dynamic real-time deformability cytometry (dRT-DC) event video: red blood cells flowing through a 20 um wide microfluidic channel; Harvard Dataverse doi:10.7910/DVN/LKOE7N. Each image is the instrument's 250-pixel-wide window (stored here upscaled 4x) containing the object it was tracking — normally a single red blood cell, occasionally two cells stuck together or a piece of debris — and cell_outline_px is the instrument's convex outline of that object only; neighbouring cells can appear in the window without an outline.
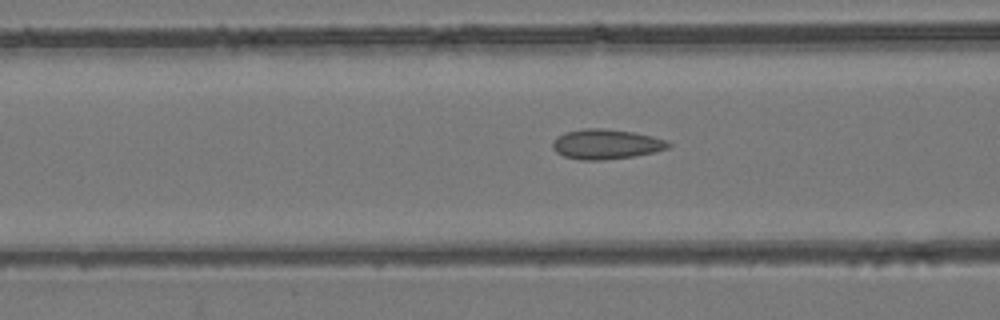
{"species": "common noctule bat (a hibernating species)", "species_latin": "Nyctalus noctula", "temperature_condition": "room temperature", "stored_images_in_passage": 35, "camera_frame_rate_fps": 3000, "um_per_image_px": 0.085, "animal": {"sex": "female", "body_mass_g": 24.6, "forearm_length_mm": 56.2}, "frame": {"image": 1, "passage_image": 4, "time_ms": 1.0, "image_size_px": [1000, 320], "cell_outline_px": [[672, 144], [668, 148], [656, 152], [636, 156], [604, 160], [580, 160], [564, 156], [556, 152], [552, 148], [552, 140], [556, 136], [564, 132], [584, 128], [600, 128], [632, 132], [652, 136], [668, 140]], "centroid_in_image_um": [51.51, 12.26], "position_along_channel_um": 115.1, "area_um2": 20.46}}
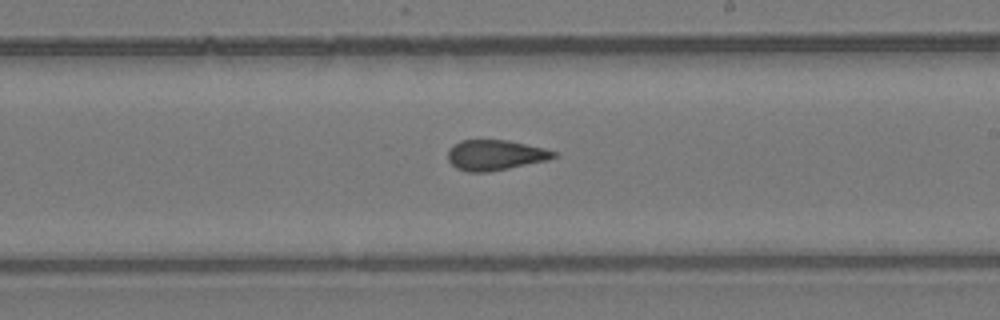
{"frame": {"image": 2, "passage_image": 14, "time_ms": 4.333, "image_size_px": [1000, 320], "cell_outline_px": [[560, 156], [548, 160], [488, 172], [468, 172], [456, 168], [448, 160], [448, 148], [452, 144], [460, 140], [508, 140], [544, 148], [556, 152]], "centroid_in_image_um": [42.08, 13.17], "position_along_channel_um": 246.9, "area_um2": 18.84}}
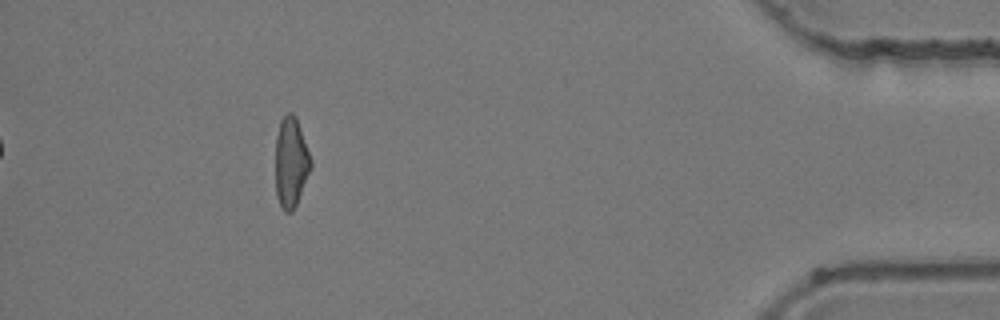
{"frame": {"image": 3, "passage_image": 31, "time_ms": 10.0, "image_size_px": [1000, 320], "cell_outline_px": [[312, 168], [296, 204], [292, 212], [284, 212], [276, 196], [276, 136], [280, 120], [288, 112], [292, 112], [296, 116], [312, 160]], "centroid_in_image_um": [24.74, 13.79], "position_along_channel_um": 410.5, "area_um2": 18.67}}